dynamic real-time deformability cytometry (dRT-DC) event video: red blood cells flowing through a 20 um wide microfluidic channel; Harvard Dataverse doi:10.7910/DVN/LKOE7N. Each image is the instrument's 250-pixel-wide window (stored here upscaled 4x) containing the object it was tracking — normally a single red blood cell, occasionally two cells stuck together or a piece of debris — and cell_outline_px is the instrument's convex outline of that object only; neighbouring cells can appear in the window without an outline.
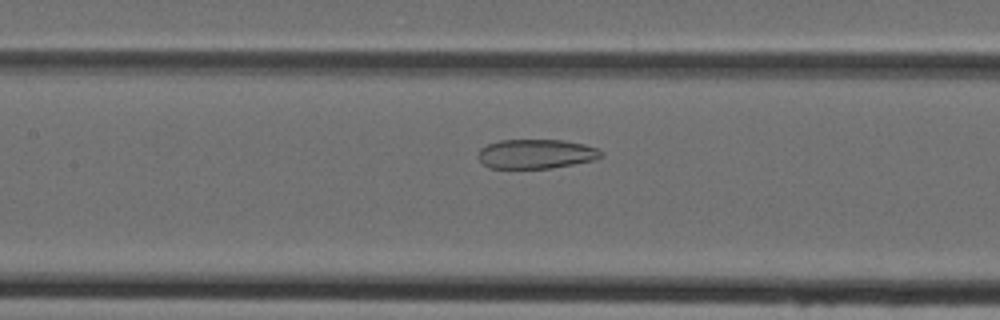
{"species": "Egyptian fruit bat (a non-hibernating species)", "species_latin": "Rousettus aegyptiacus", "temperature_condition": "cold", "stored_images_in_passage": 40, "camera_frame_rate_fps": 3000, "um_per_image_px": 0.085, "animal": {"sex": "female"}, "frame": {"image": 1, "passage_image": 15, "time_ms": 4.667, "image_size_px": [1000, 320], "cell_outline_px": [[604, 156], [596, 160], [552, 168], [488, 168], [476, 156], [476, 152], [480, 148], [488, 144], [500, 140], [564, 140], [584, 144], [600, 148], [604, 152]], "centroid_in_image_um": [45.6, 13.08], "position_along_channel_um": 161.8, "area_um2": 21.44}}
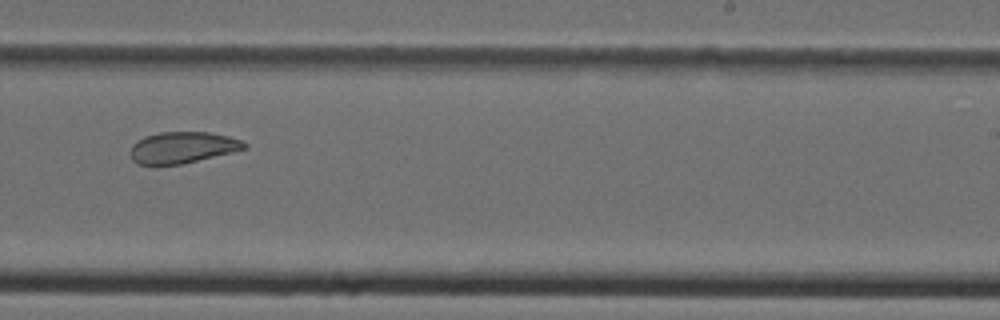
{"frame": {"image": 2, "passage_image": 23, "time_ms": 7.333, "image_size_px": [1000, 320], "cell_outline_px": [[248, 148], [232, 152], [180, 164], [156, 168], [136, 164], [132, 160], [132, 144], [136, 140], [144, 136], [160, 132], [208, 132], [228, 136], [244, 140], [248, 144]], "centroid_in_image_um": [15.48, 12.56], "position_along_channel_um": 273.5, "area_um2": 21.39}}
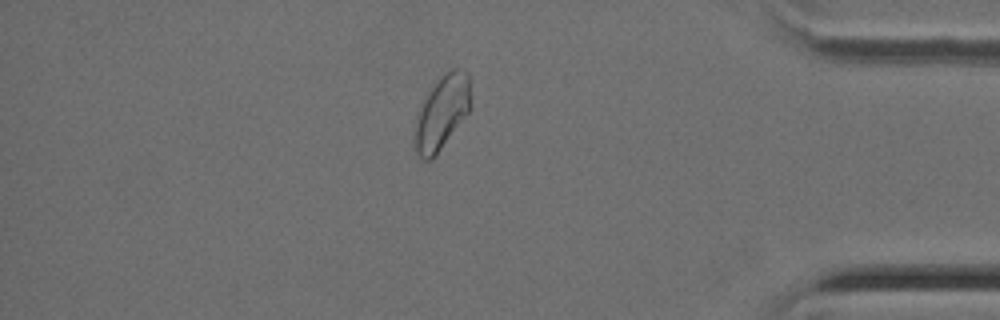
{"frame": {"image": 3, "passage_image": 34, "time_ms": 11.0, "image_size_px": [1000, 320], "cell_outline_px": [[472, 104], [468, 112], [436, 156], [432, 160], [424, 160], [416, 156], [412, 148], [412, 136], [416, 112], [420, 104], [428, 92], [440, 76], [444, 72], [452, 68], [460, 68], [468, 72]], "centroid_in_image_um": [37.5, 9.6], "position_along_channel_um": 397.7, "area_um2": 25.09}}